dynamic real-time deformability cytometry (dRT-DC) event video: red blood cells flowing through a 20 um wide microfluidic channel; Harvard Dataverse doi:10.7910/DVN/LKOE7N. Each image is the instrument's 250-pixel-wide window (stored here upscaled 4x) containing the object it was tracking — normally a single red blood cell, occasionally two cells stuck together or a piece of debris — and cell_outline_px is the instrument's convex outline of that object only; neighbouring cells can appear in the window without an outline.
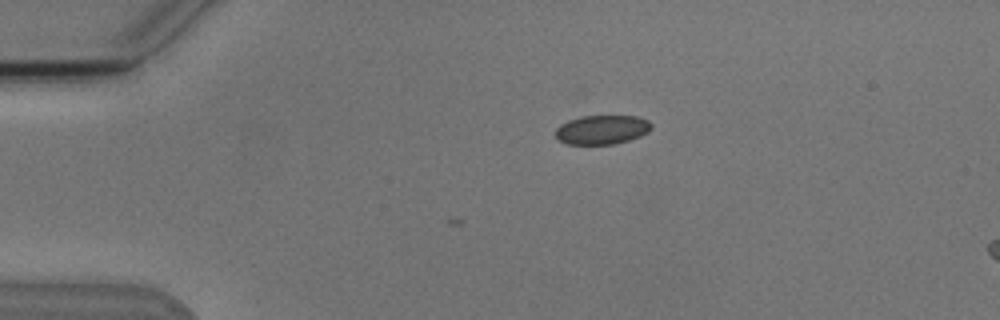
{"species": "Egyptian fruit bat (a non-hibernating species)", "species_latin": "Rousettus aegyptiacus", "temperature_condition": "cold", "stored_images_in_passage": 2, "camera_frame_rate_fps": 3000, "um_per_image_px": 0.085, "animal": {"sex": "male"}, "frame": {"image": 1, "passage_image": 2, "time_ms": 1.0, "image_size_px": [1000, 320], "cell_outline_px": [[652, 128], [648, 132], [640, 136], [628, 140], [612, 144], [568, 144], [560, 140], [556, 136], [556, 128], [560, 124], [568, 120], [580, 116], [636, 116], [648, 120], [652, 124]], "centroid_in_image_um": [51.18, 11.01], "position_along_channel_um": 33.8, "area_um2": 16.24}}